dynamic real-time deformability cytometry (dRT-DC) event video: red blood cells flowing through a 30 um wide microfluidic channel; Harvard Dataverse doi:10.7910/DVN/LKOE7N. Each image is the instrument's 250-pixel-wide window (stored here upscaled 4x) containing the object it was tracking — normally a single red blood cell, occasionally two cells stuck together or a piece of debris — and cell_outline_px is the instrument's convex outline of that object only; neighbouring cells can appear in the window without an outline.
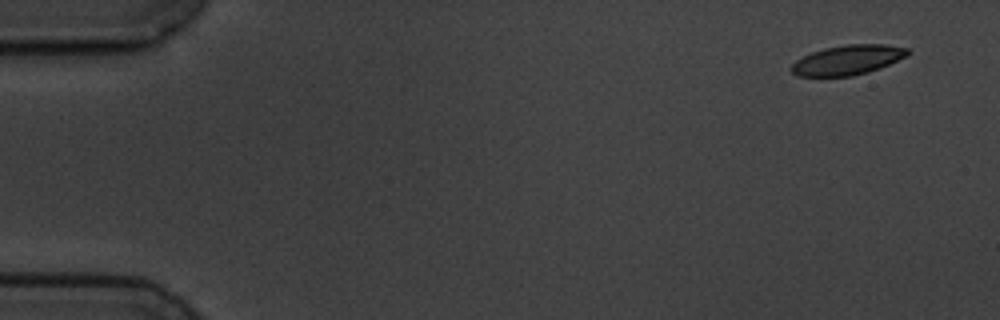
{"species": "common noctule bat (a hibernating species)", "species_latin": "Nyctalus noctula", "temperature_condition": "cold", "stored_images_in_passage": 5, "camera_frame_rate_fps": 3000, "um_per_image_px": 0.085, "animal": {"sex": "male", "body_mass_g": 19.5, "forearm_length_mm": 54.6}, "frame": {"image": 1, "passage_image": 1, "time_ms": 0.0, "image_size_px": [1000, 320], "cell_outline_px": [[912, 52], [880, 68], [868, 72], [852, 76], [796, 76], [792, 72], [792, 64], [796, 60], [812, 52], [824, 48], [848, 44], [884, 44], [908, 48]], "centroid_in_image_um": [72.05, 5.09], "position_along_channel_um": 13.0, "area_um2": 19.94}}
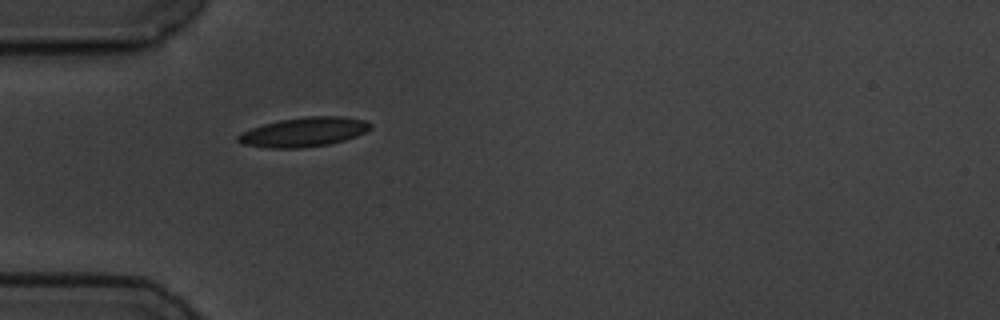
{"frame": {"image": 2, "passage_image": 5, "time_ms": 4.667, "image_size_px": [1000, 320], "cell_outline_px": [[372, 128], [356, 136], [332, 144], [304, 148], [268, 148], [244, 144], [236, 140], [236, 136], [252, 128], [264, 124], [280, 120], [304, 116], [344, 116], [364, 120], [372, 124]], "centroid_in_image_um": [25.86, 11.22], "position_along_channel_um": 59.1, "area_um2": 22.72}}